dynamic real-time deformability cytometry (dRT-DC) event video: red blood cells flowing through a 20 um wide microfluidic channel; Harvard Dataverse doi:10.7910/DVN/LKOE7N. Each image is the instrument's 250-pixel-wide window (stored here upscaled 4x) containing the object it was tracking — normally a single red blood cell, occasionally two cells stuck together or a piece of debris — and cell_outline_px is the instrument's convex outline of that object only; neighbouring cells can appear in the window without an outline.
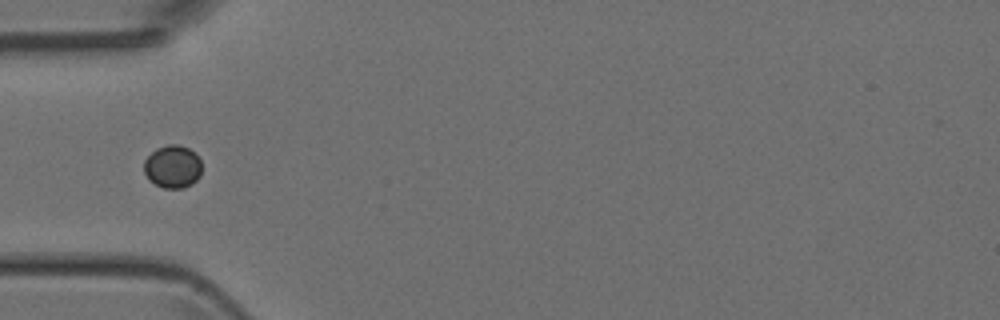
{"species": "Egyptian fruit bat (a non-hibernating species)", "species_latin": "Rousettus aegyptiacus", "temperature_condition": "room temperature", "stored_images_in_passage": 33, "camera_frame_rate_fps": 3000, "um_per_image_px": 0.085, "animal": {"sex": "female"}, "frame": {"image": 1, "passage_image": 1, "time_ms": 0.0, "image_size_px": [1000, 320], "cell_outline_px": [[200, 176], [192, 184], [184, 188], [164, 188], [148, 180], [144, 172], [144, 160], [156, 148], [168, 144], [176, 144], [188, 148], [200, 160]], "centroid_in_image_um": [14.65, 14.17], "position_along_channel_um": 70.4, "area_um2": 14.33}}
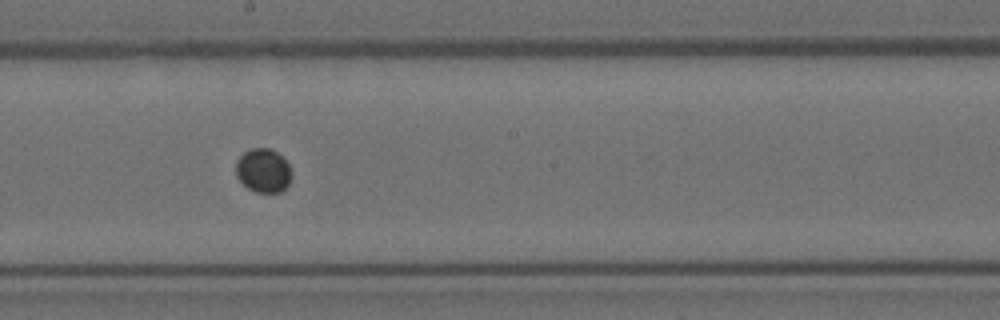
{"frame": {"image": 2, "passage_image": 12, "time_ms": 3.667, "image_size_px": [1000, 320], "cell_outline_px": [[292, 176], [288, 184], [280, 192], [256, 192], [248, 188], [236, 176], [236, 160], [244, 152], [252, 148], [268, 148], [276, 152], [288, 164], [292, 172]], "centroid_in_image_um": [22.37, 14.5], "position_along_channel_um": 225.8, "area_um2": 14.1}}
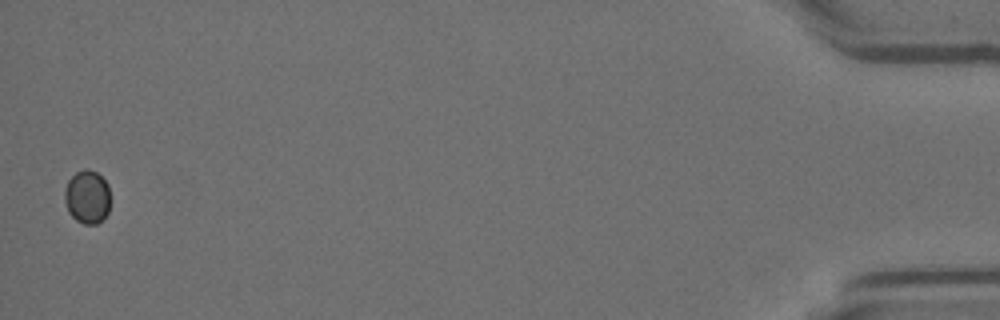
{"frame": {"image": 3, "passage_image": 33, "time_ms": 10.667, "image_size_px": [1000, 320], "cell_outline_px": [[108, 212], [96, 224], [84, 224], [76, 220], [68, 212], [64, 200], [64, 188], [68, 180], [76, 172], [84, 168], [88, 168], [96, 172], [108, 184]], "centroid_in_image_um": [7.37, 16.72], "position_along_channel_um": 427.8, "area_um2": 14.16}}